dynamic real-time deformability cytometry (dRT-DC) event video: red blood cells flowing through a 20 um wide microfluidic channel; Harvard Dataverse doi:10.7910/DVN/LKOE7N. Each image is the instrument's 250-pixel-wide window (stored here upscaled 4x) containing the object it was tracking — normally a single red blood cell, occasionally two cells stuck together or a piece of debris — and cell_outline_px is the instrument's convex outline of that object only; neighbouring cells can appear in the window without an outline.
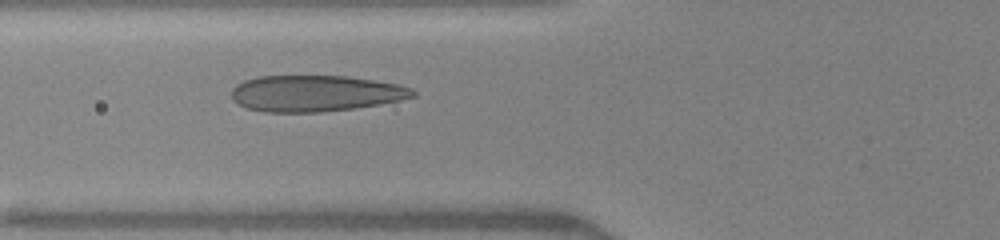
{"species": "human", "species_latin": "Homo sapiens", "temperature_condition": "warm", "stored_images_in_passage": 40, "camera_frame_rate_fps": 3000, "um_per_image_px": 0.085, "donor": {"sex": "female"}, "frame": {"image": 1, "passage_image": 9, "time_ms": 2.667, "image_size_px": [1000, 240], "cell_outline_px": [[416, 96], [400, 100], [356, 108], [320, 112], [264, 112], [248, 108], [232, 100], [232, 88], [236, 84], [244, 80], [260, 76], [344, 76], [372, 80], [396, 84], [412, 88], [416, 92]], "centroid_in_image_um": [26.79, 7.94], "position_along_channel_um": 99.0, "area_um2": 38.15}}
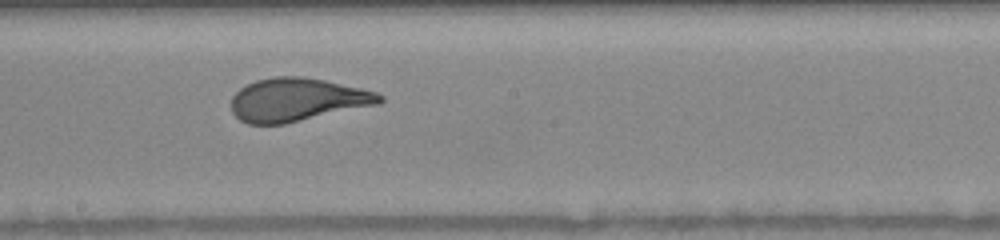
{"frame": {"image": 2, "passage_image": 18, "time_ms": 5.667, "image_size_px": [1000, 240], "cell_outline_px": [[384, 100], [380, 104], [284, 124], [248, 124], [240, 120], [232, 112], [232, 96], [240, 88], [256, 80], [276, 76], [304, 76], [324, 80], [360, 88], [376, 92], [384, 96]], "centroid_in_image_um": [25.27, 8.48], "position_along_channel_um": 222.9, "area_um2": 37.4}}
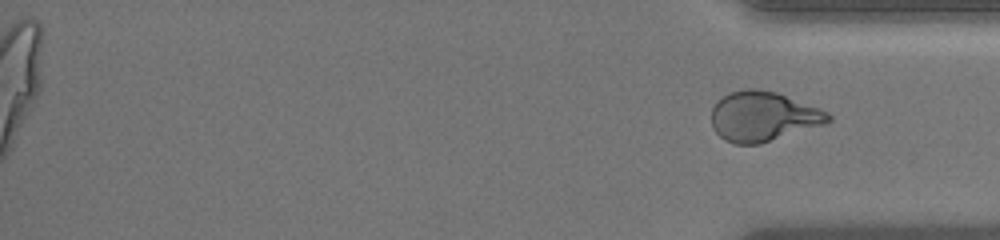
{"frame": {"image": 3, "passage_image": 40, "time_ms": 13.0, "image_size_px": [1000, 240], "cell_outline_px": [[832, 120], [824, 124], [760, 144], [736, 144], [724, 140], [712, 128], [712, 108], [716, 100], [732, 92], [748, 88], [756, 88], [776, 92], [820, 108], [828, 112], [832, 116]], "centroid_in_image_um": [64.86, 9.9], "position_along_channel_um": 370.3, "area_um2": 33.87}}